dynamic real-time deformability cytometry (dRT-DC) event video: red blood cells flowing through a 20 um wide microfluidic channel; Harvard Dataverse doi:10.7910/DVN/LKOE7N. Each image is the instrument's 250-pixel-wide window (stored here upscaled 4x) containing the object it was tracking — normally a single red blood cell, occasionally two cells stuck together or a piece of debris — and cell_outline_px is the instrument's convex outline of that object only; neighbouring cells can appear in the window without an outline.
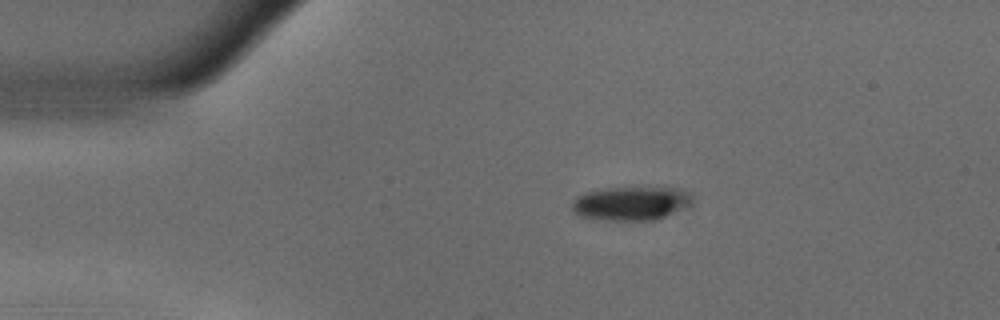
{"species": "common noctule bat (a hibernating species)", "species_latin": "Nyctalus noctula", "temperature_condition": "warm", "stored_images_in_passage": 45, "camera_frame_rate_fps": 3000, "um_per_image_px": 0.085, "animal": {"sex": "male", "body_mass_g": 18.8}, "frame": {"image": 1, "passage_image": 1, "time_ms": 0.0, "image_size_px": [1000, 320], "cell_outline_px": [[692, 204], [656, 220], [604, 220], [580, 216], [572, 212], [572, 200], [576, 196], [584, 192], [604, 188], [680, 188], [692, 192]], "centroid_in_image_um": [53.62, 17.28], "position_along_channel_um": 31.4, "area_um2": 23.87}}
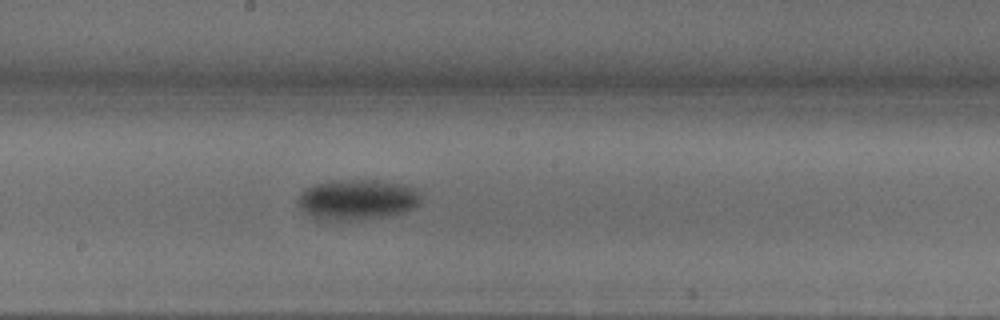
{"frame": {"image": 2, "passage_image": 20, "time_ms": 6.333, "image_size_px": [1000, 320], "cell_outline_px": [[420, 204], [416, 208], [404, 212], [388, 216], [356, 220], [316, 220], [300, 208], [296, 204], [296, 200], [308, 188], [316, 184], [332, 180], [372, 180], [404, 184], [416, 188], [420, 192]], "centroid_in_image_um": [30.39, 16.98], "position_along_channel_um": 217.8, "area_um2": 29.25}}
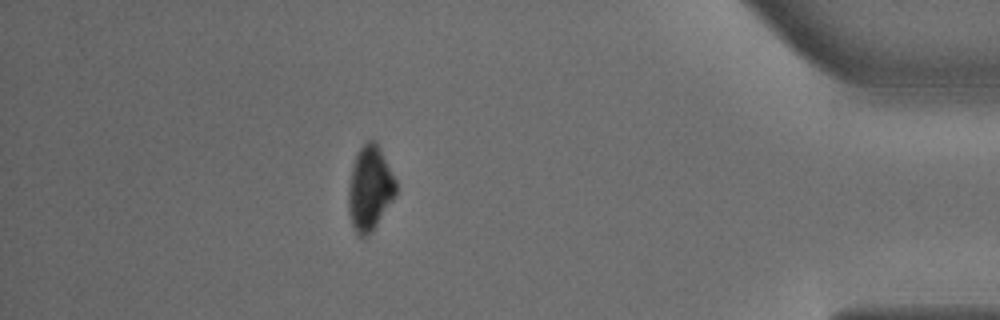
{"frame": {"image": 3, "passage_image": 39, "time_ms": 12.667, "image_size_px": [1000, 320], "cell_outline_px": [[396, 192], [392, 200], [372, 232], [368, 236], [360, 236], [352, 228], [348, 212], [348, 188], [352, 168], [356, 156], [360, 148], [368, 140], [376, 140], [396, 180]], "centroid_in_image_um": [31.42, 16.03], "position_along_channel_um": 403.8, "area_um2": 23.29}, "authors_computed_cell_mechanics": {"area_um2": 28.033, "velocity_mm_per_s": 3.6555, "shape_relaxation_time_tau1_ms": 2.6811, "shape_relaxation_time_tau2_ms": null, "deformation_change_tau1": 0.1282, "deformation_change_tau2": null}}